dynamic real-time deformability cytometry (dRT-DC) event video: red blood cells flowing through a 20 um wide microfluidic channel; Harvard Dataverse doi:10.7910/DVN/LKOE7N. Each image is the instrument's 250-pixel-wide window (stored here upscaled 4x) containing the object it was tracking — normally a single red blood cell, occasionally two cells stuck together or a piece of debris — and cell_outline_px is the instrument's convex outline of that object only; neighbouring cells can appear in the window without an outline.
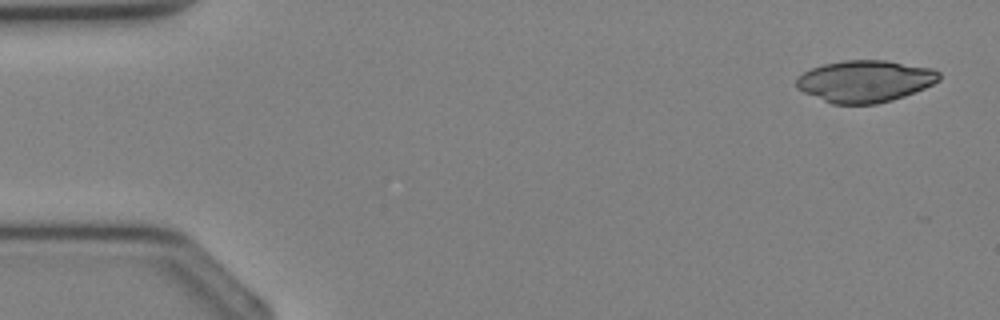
{"species": "Egyptian fruit bat (a non-hibernating species)", "species_latin": "Rousettus aegyptiacus", "temperature_condition": "cold", "stored_images_in_passage": 10, "camera_frame_rate_fps": 3000, "um_per_image_px": 0.085, "animal": {"sex": "female"}, "frame": {"image": 1, "passage_image": 2, "time_ms": 0.333, "image_size_px": [1000, 320], "cell_outline_px": [[940, 80], [924, 88], [904, 96], [892, 100], [876, 104], [832, 104], [804, 92], [796, 88], [796, 80], [804, 72], [812, 68], [824, 64], [844, 60], [884, 60], [932, 68], [940, 72]], "centroid_in_image_um": [73.53, 6.9], "position_along_channel_um": 11.5, "area_um2": 34.68}}